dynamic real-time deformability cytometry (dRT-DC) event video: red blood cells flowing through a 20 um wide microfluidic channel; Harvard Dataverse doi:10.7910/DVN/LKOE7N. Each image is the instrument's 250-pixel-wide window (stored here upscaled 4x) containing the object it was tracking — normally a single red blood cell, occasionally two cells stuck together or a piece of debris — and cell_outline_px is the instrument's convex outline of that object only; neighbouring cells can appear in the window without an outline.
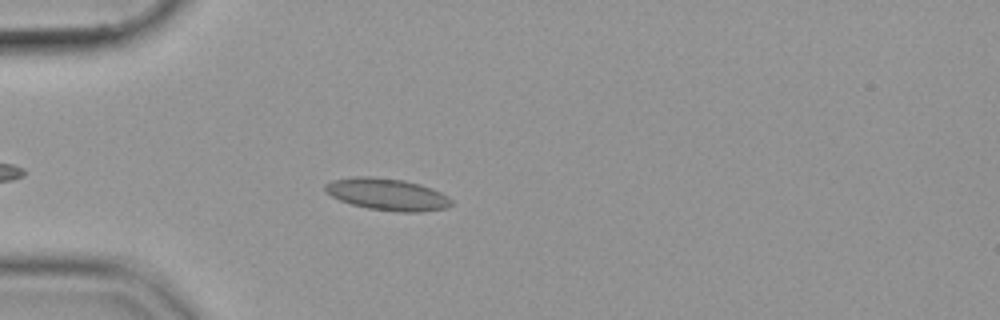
{"species": "common noctule bat (a hibernating species)", "species_latin": "Nyctalus noctula", "temperature_condition": "cold", "stored_images_in_passage": 43, "camera_frame_rate_fps": 3000, "um_per_image_px": 0.085, "animal": {"sex": "female", "body_mass_g": 19.9}, "frame": {"image": 1, "passage_image": 7, "time_ms": 2.0, "image_size_px": [1000, 320], "cell_outline_px": [[452, 204], [448, 208], [420, 212], [396, 212], [368, 208], [352, 204], [340, 200], [332, 196], [324, 188], [324, 184], [332, 180], [356, 176], [368, 176], [404, 180], [420, 184], [432, 188], [448, 196], [452, 200]], "centroid_in_image_um": [32.94, 16.52], "position_along_channel_um": 52.1, "area_um2": 23.52}}
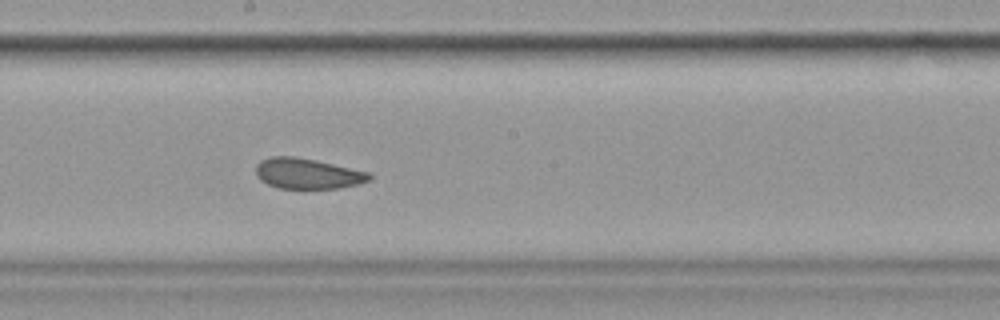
{"frame": {"image": 2, "passage_image": 22, "time_ms": 7.0, "image_size_px": [1000, 320], "cell_outline_px": [[372, 180], [360, 184], [340, 188], [280, 188], [268, 184], [260, 180], [256, 176], [256, 164], [260, 160], [272, 156], [292, 156], [316, 160], [368, 172], [372, 176]], "centroid_in_image_um": [26.14, 14.75], "position_along_channel_um": 222.1, "area_um2": 20.23}}
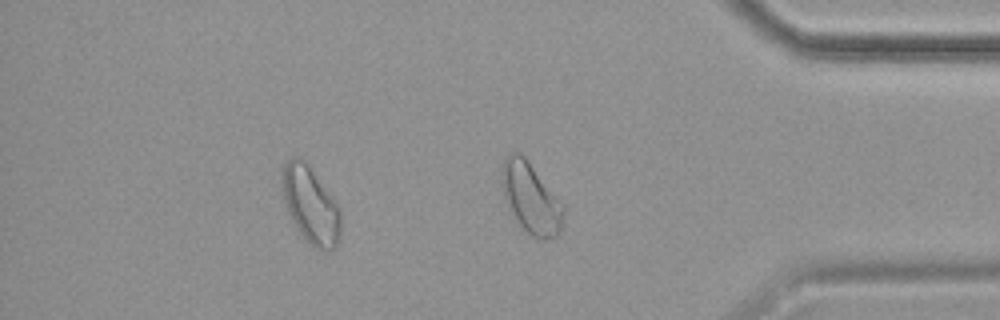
{"frame": {"image": 3, "passage_image": 37, "time_ms": 12.0, "image_size_px": [1000, 320], "cell_outline_px": [[340, 236], [336, 248], [328, 252], [316, 248], [296, 228], [288, 212], [280, 188], [280, 168], [292, 156], [300, 156], [308, 160], [340, 208]], "centroid_in_image_um": [26.37, 17.33], "position_along_channel_um": 408.8, "area_um2": 27.05}}